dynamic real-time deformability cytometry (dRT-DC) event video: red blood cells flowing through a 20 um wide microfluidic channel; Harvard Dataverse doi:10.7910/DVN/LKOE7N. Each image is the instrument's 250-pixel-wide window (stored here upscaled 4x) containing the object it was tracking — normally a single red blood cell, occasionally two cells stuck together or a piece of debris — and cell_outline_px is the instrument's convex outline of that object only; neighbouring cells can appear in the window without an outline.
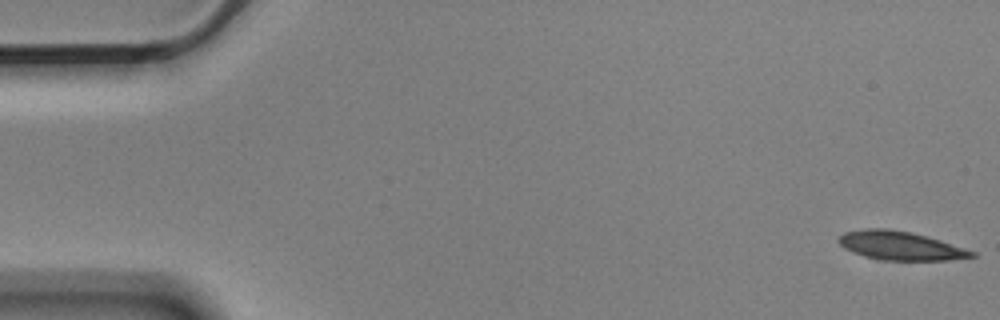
{"species": "Egyptian fruit bat (a non-hibernating species)", "species_latin": "Rousettus aegyptiacus", "temperature_condition": "cold", "stored_images_in_passage": 5, "camera_frame_rate_fps": 3000, "um_per_image_px": 0.085, "animal": {"sex": "male"}, "frame": {"image": 1, "passage_image": 1, "time_ms": 0.0, "image_size_px": [1000, 320], "cell_outline_px": [[976, 256], [948, 260], [884, 260], [864, 256], [852, 252], [844, 248], [836, 240], [844, 232], [864, 228], [888, 228], [912, 232], [940, 240], [976, 252]], "centroid_in_image_um": [76.49, 20.87], "position_along_channel_um": 8.5, "area_um2": 22.25}}
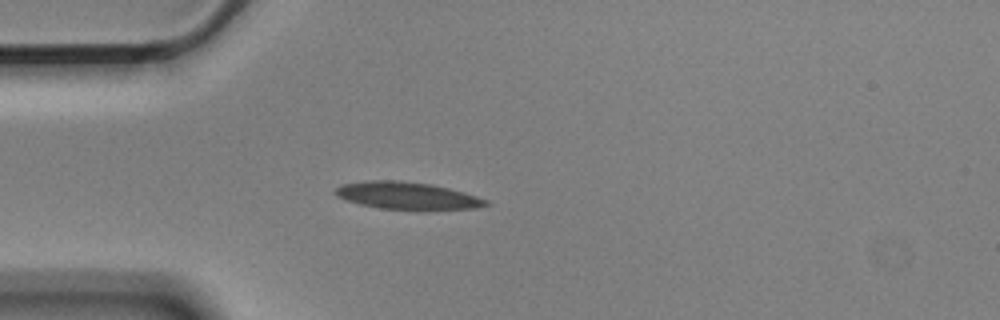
{"frame": {"image": 2, "passage_image": 5, "time_ms": 1.333, "image_size_px": [1000, 320], "cell_outline_px": [[492, 204], [476, 208], [424, 212], [380, 208], [360, 204], [344, 200], [336, 196], [332, 192], [340, 184], [368, 180], [396, 180], [432, 184], [464, 192], [488, 200]], "centroid_in_image_um": [34.63, 16.66], "position_along_channel_um": 50.4, "area_um2": 24.91}}